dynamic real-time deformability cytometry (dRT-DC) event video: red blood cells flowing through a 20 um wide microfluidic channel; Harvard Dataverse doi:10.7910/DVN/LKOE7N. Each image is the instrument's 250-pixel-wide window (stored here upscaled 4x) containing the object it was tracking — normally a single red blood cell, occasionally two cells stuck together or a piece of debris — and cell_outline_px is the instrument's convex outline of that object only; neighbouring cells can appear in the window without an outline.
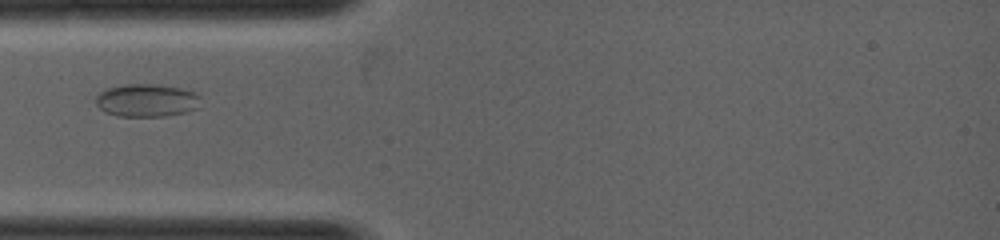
{"species": "common noctule bat (a hibernating species)", "species_latin": "Nyctalus noctula", "temperature_condition": "warm", "stored_images_in_passage": 23, "camera_frame_rate_fps": 5000, "um_per_image_px": 0.085, "animal": {"sex": "female", "body_mass_g": 19.0, "forearm_length_mm": 53.3}, "frame": {"image": 1, "passage_image": 1, "time_ms": 0.0, "image_size_px": [1000, 240], "cell_outline_px": [[200, 108], [188, 112], [164, 116], [116, 116], [104, 112], [96, 104], [96, 96], [104, 88], [124, 84], [160, 84], [184, 88], [196, 92], [200, 96]], "centroid_in_image_um": [12.5, 8.52], "position_along_channel_um": 72.5, "area_um2": 20.63}}
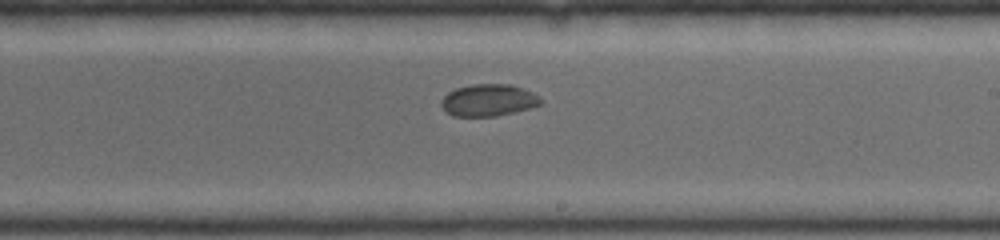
{"frame": {"image": 2, "passage_image": 11, "time_ms": 2.0, "image_size_px": [1000, 240], "cell_outline_px": [[544, 100], [540, 104], [516, 112], [496, 116], [452, 116], [444, 112], [440, 104], [440, 100], [448, 92], [456, 88], [472, 84], [508, 84], [532, 92], [540, 96]], "centroid_in_image_um": [41.48, 8.52], "position_along_channel_um": 247.5, "area_um2": 18.67}}
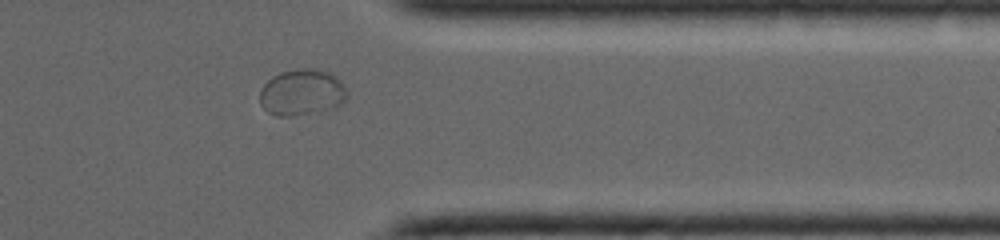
{"frame": {"image": 3, "passage_image": 19, "time_ms": 3.6, "image_size_px": [1000, 240], "cell_outline_px": [[348, 96], [344, 100], [336, 104], [324, 108], [292, 116], [276, 116], [268, 112], [260, 104], [260, 88], [272, 76], [280, 72], [296, 68], [316, 68], [328, 72], [336, 76], [344, 84], [348, 92]], "centroid_in_image_um": [25.61, 7.8], "position_along_channel_um": 385.8, "area_um2": 23.24}}